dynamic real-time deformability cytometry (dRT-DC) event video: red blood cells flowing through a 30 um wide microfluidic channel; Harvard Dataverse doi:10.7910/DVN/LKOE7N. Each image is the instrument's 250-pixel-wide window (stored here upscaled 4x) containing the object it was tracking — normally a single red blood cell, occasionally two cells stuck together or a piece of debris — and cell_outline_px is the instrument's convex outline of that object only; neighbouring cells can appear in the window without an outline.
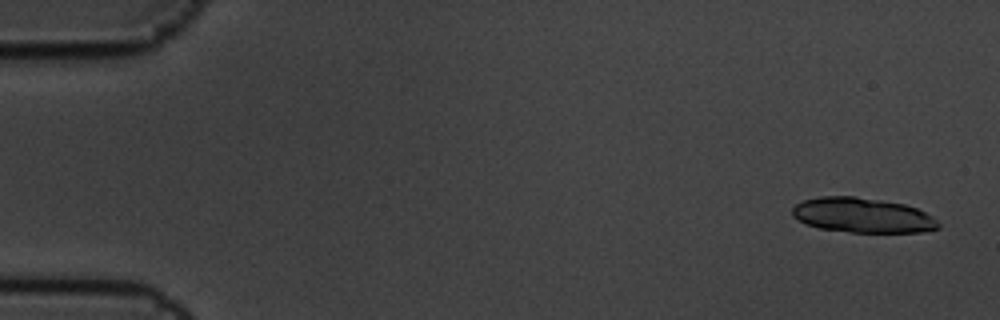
{"species": "common noctule bat (a hibernating species)", "species_latin": "Nyctalus noctula", "temperature_condition": "cold", "stored_images_in_passage": 5, "camera_frame_rate_fps": 3000, "um_per_image_px": 0.085, "animal": {"sex": "male", "body_mass_g": 19.5, "forearm_length_mm": 54.6}, "frame": {"image": 1, "passage_image": 1, "time_ms": 0.0, "image_size_px": [1000, 320], "cell_outline_px": [[940, 228], [924, 232], [852, 232], [820, 228], [804, 224], [792, 216], [792, 208], [796, 204], [804, 200], [820, 196], [856, 196], [904, 204], [916, 208], [932, 216], [940, 224]], "centroid_in_image_um": [73.3, 18.3], "position_along_channel_um": 11.7, "area_um2": 29.71}}